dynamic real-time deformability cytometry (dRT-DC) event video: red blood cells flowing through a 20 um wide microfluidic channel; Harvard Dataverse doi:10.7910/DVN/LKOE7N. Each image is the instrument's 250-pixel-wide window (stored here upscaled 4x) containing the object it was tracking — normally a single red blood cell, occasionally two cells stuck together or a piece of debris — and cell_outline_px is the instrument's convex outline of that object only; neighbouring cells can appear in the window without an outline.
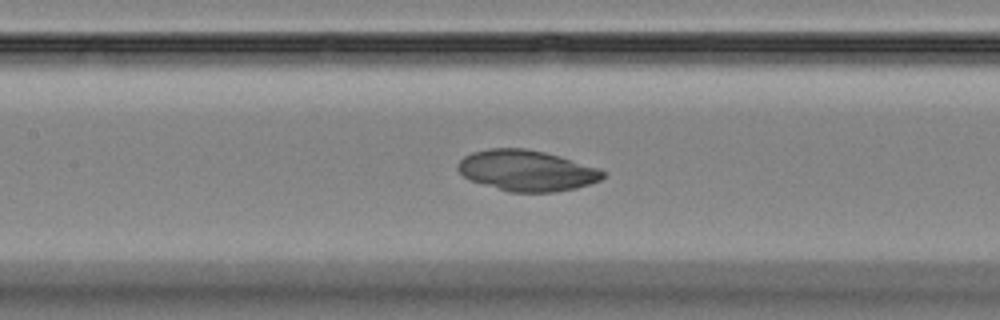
{"species": "Egyptian fruit bat (a non-hibernating species)", "species_latin": "Rousettus aegyptiacus", "temperature_condition": "room temperature", "stored_images_in_passage": 54, "camera_frame_rate_fps": 3000, "um_per_image_px": 0.085, "animal": {"sex": "female"}, "frame": {"image": 1, "passage_image": 25, "time_ms": 8.0, "image_size_px": [1000, 320], "cell_outline_px": [[604, 176], [600, 180], [576, 188], [556, 192], [508, 192], [468, 180], [456, 168], [456, 164], [464, 156], [472, 152], [492, 148], [524, 148], [544, 152], [560, 156], [596, 168], [604, 172]], "centroid_in_image_um": [44.71, 14.5], "position_along_channel_um": 162.7, "area_um2": 34.45}}
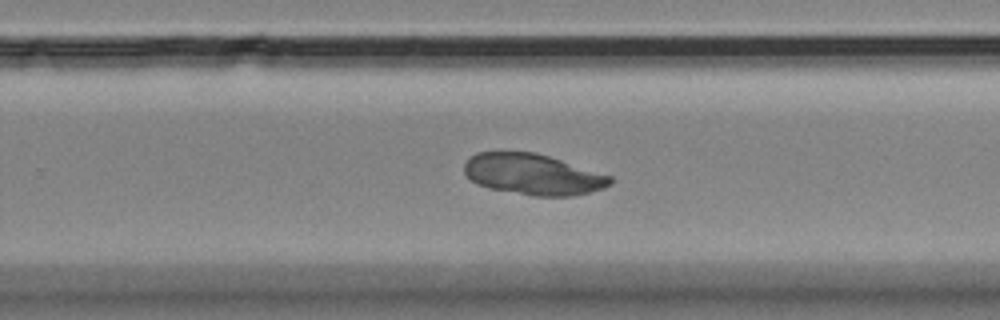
{"frame": {"image": 2, "passage_image": 35, "time_ms": 11.333, "image_size_px": [1000, 320], "cell_outline_px": [[612, 184], [604, 188], [572, 196], [532, 196], [488, 188], [476, 184], [464, 172], [464, 164], [468, 156], [476, 152], [536, 152], [612, 176]], "centroid_in_image_um": [45.27, 14.82], "position_along_channel_um": 284.5, "area_um2": 34.91}}
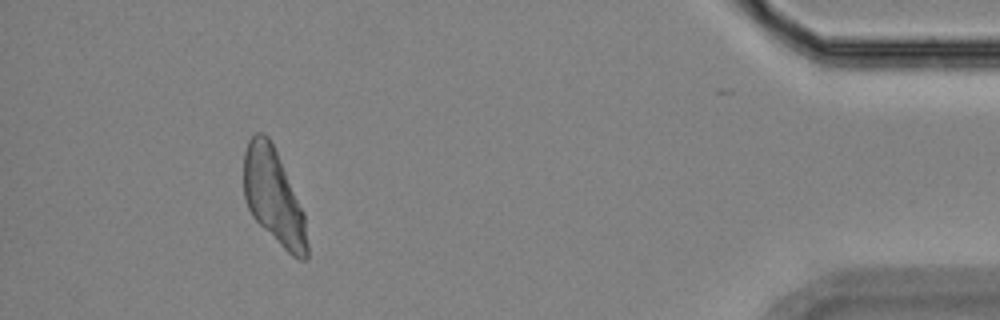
{"frame": {"image": 3, "passage_image": 50, "time_ms": 16.333, "image_size_px": [1000, 320], "cell_outline_px": [[308, 256], [304, 260], [300, 260], [292, 256], [252, 216], [244, 200], [244, 152], [248, 140], [256, 132], [264, 132], [268, 136], [276, 152], [304, 212], [308, 244]], "centroid_in_image_um": [23.25, 16.71], "position_along_channel_um": 411.9, "area_um2": 34.8}}